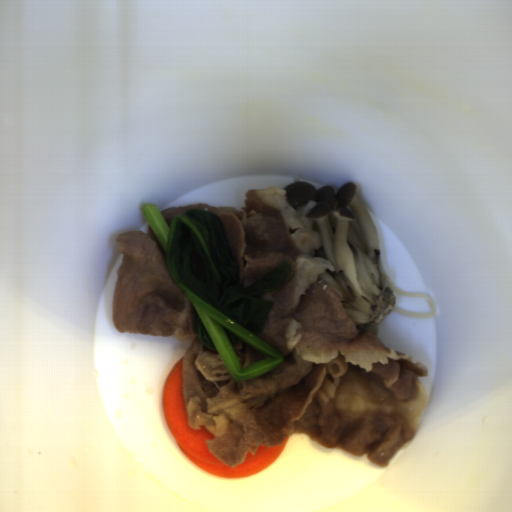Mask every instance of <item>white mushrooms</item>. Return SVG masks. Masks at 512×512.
<instances>
[{
  "instance_id": "obj_1",
  "label": "white mushrooms",
  "mask_w": 512,
  "mask_h": 512,
  "mask_svg": "<svg viewBox=\"0 0 512 512\" xmlns=\"http://www.w3.org/2000/svg\"><path fill=\"white\" fill-rule=\"evenodd\" d=\"M283 189L286 202L298 210L314 201L315 207L304 215L318 235L320 247L314 257L330 260L334 266L319 275L320 281L340 291L345 314L355 327L378 334L394 309L396 295L382 266L378 229L356 197L357 183L317 189L299 180Z\"/></svg>"
}]
</instances>
